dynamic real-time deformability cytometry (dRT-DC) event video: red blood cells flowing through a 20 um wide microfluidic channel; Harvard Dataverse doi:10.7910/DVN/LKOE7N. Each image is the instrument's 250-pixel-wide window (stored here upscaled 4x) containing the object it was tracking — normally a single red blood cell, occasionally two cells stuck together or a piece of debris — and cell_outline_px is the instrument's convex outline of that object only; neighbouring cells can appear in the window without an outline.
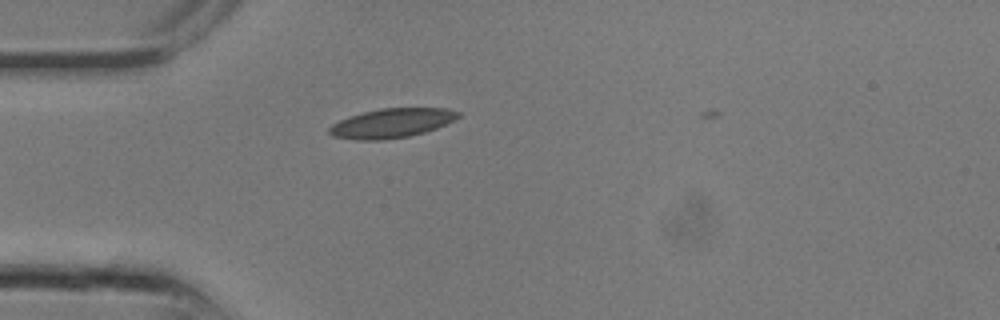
{"species": "common noctule bat (a hibernating species)", "species_latin": "Nyctalus noctula", "temperature_condition": "room temperature", "stored_images_in_passage": 9, "camera_frame_rate_fps": 3000, "um_per_image_px": 0.085, "animal": {"sex": "male", "body_mass_g": 13.3}, "frame": {"image": 1, "passage_image": 2, "time_ms": 0.333, "image_size_px": [1000, 320], "cell_outline_px": [[460, 116], [436, 128], [424, 132], [408, 136], [384, 140], [356, 140], [332, 136], [328, 132], [328, 128], [332, 124], [340, 120], [364, 112], [380, 108], [448, 108], [460, 112]], "centroid_in_image_um": [33.27, 10.47], "position_along_channel_um": 51.7, "area_um2": 21.85}}
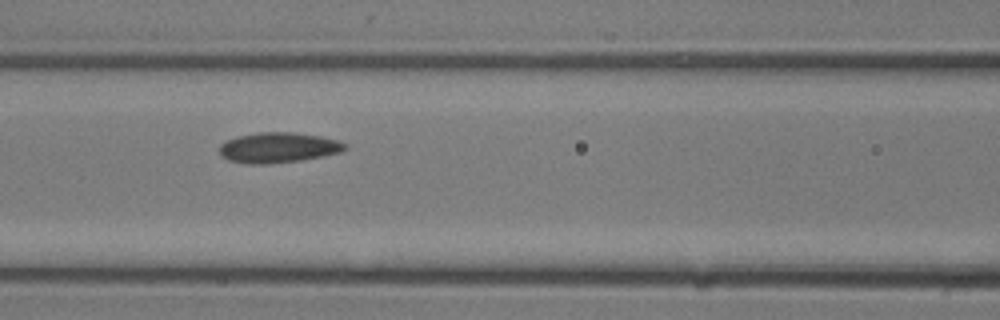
{"frame": {"image": 2, "passage_image": 6, "time_ms": 1.667, "image_size_px": [1000, 320], "cell_outline_px": [[348, 148], [344, 152], [324, 156], [300, 160], [268, 164], [248, 164], [228, 160], [220, 156], [220, 144], [236, 136], [260, 132], [292, 132], [320, 136], [340, 140], [348, 144]], "centroid_in_image_um": [23.7, 12.55], "position_along_channel_um": 142.9, "area_um2": 22.48}}
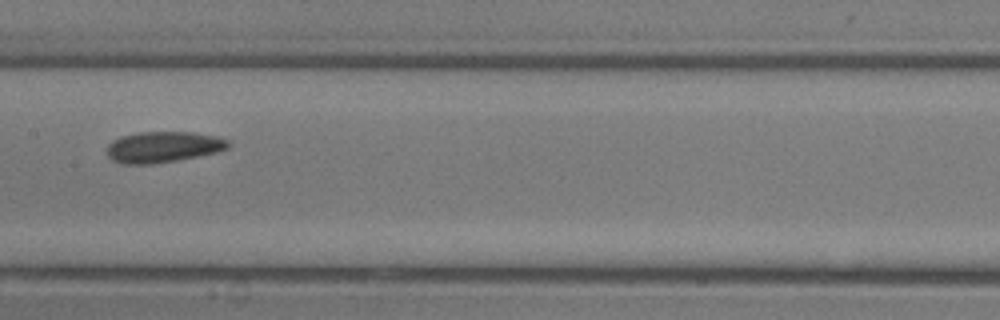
{"frame": {"image": 3, "passage_image": 8, "time_ms": 2.333, "image_size_px": [1000, 320], "cell_outline_px": [[232, 144], [228, 148], [216, 152], [200, 156], [152, 164], [120, 164], [112, 160], [108, 156], [108, 144], [112, 140], [120, 136], [140, 132], [192, 132], [216, 136], [228, 140]], "centroid_in_image_um": [13.87, 12.49], "position_along_channel_um": 193.5, "area_um2": 22.02}}